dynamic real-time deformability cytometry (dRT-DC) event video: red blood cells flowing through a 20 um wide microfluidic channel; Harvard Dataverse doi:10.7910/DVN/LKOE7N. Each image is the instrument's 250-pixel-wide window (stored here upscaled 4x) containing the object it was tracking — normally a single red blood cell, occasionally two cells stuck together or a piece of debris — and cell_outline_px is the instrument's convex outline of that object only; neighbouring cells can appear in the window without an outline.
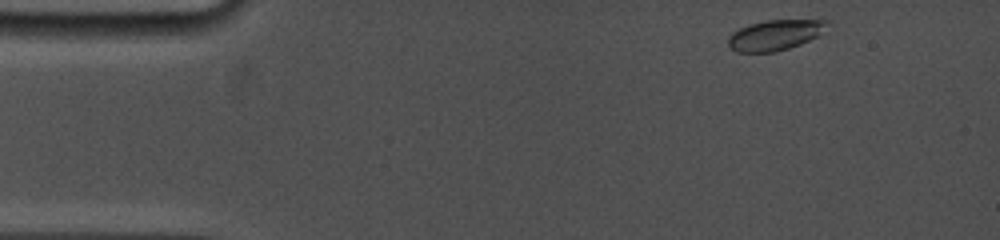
{"species": "common noctule bat (a hibernating species)", "species_latin": "Nyctalus noctula", "temperature_condition": "cold", "stored_images_in_passage": 73, "camera_frame_rate_fps": 5000, "um_per_image_px": 0.085, "animal": {"sex": "female", "body_mass_g": 19.0, "forearm_length_mm": 53.3}, "frame": {"image": 1, "passage_image": 1, "time_ms": 0.0, "image_size_px": [1000, 240], "cell_outline_px": [[828, 24], [816, 36], [800, 44], [776, 52], [736, 52], [728, 44], [728, 36], [732, 32], [748, 24], [764, 20], [820, 16], [828, 20]], "centroid_in_image_um": [65.94, 2.91], "position_along_channel_um": 19.1, "area_um2": 18.26}}
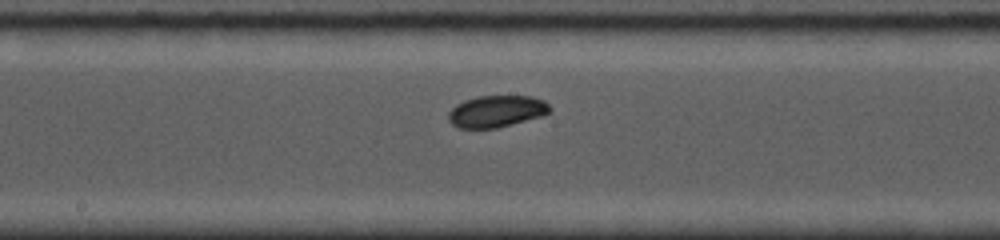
{"frame": {"image": 2, "passage_image": 37, "time_ms": 7.2, "image_size_px": [1000, 240], "cell_outline_px": [[552, 112], [544, 116], [496, 128], [460, 128], [452, 124], [448, 120], [448, 112], [456, 104], [464, 100], [476, 96], [532, 96], [544, 100], [552, 108]], "centroid_in_image_um": [42.23, 9.46], "position_along_channel_um": 206.0, "area_um2": 19.02}}
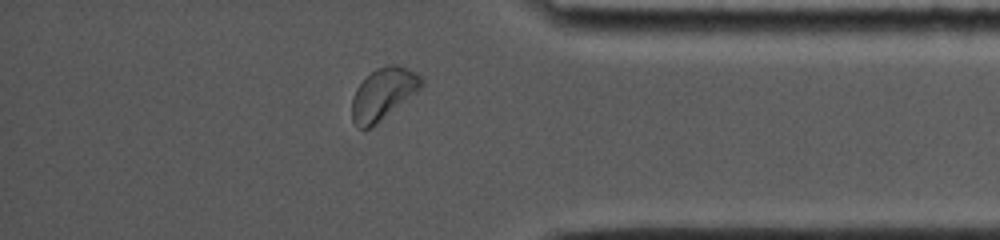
{"frame": {"image": 3, "passage_image": 64, "time_ms": 12.6, "image_size_px": [1000, 240], "cell_outline_px": [[424, 84], [416, 92], [372, 128], [360, 128], [352, 120], [352, 96], [356, 88], [376, 68], [388, 64], [396, 64], [408, 68], [420, 76], [424, 80]], "centroid_in_image_um": [32.57, 7.97], "position_along_channel_um": 402.6, "area_um2": 20.75}, "authors_computed_cell_mechanics": {"area_um2": 18.5538, "velocity_mm_per_s": 3.7521, "shape_relaxation_time_tau1_ms": 1.5682, "shape_relaxation_time_tau2_ms": null, "deformation_change_tau1": 0.0592, "deformation_change_tau2": null}}